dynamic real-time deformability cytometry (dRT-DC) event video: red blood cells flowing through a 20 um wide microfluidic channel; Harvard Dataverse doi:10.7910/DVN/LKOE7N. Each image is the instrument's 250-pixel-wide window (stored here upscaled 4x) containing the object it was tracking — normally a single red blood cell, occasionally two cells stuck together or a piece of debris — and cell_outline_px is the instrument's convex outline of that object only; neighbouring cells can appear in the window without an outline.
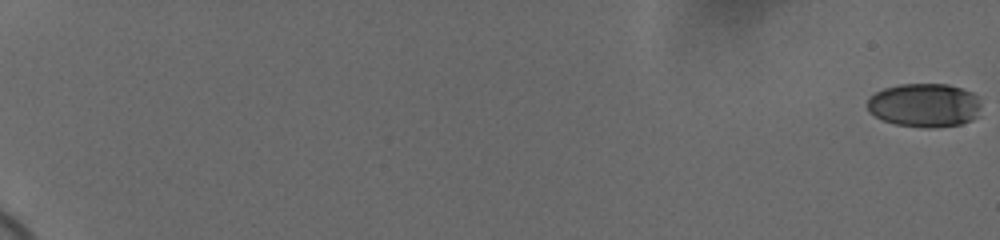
{"species": "human", "species_latin": "Homo sapiens", "temperature_condition": "cold", "stored_images_in_passage": 61, "camera_frame_rate_fps": 3000, "um_per_image_px": 0.085, "donor": {"sex": "female"}, "frame": {"image": 1, "passage_image": 1, "time_ms": 0.0, "image_size_px": [1000, 240], "cell_outline_px": [[980, 104], [976, 116], [972, 120], [960, 124], [932, 128], [924, 128], [896, 124], [884, 120], [868, 112], [868, 100], [876, 92], [884, 88], [900, 84], [948, 84], [972, 92], [976, 96]], "centroid_in_image_um": [78.57, 8.94], "position_along_channel_um": 6.4, "area_um2": 28.84}}
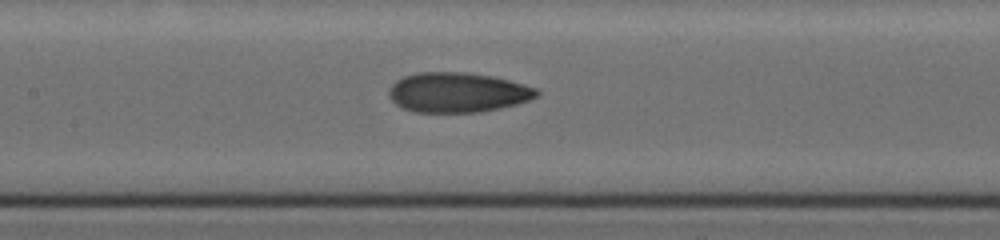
{"frame": {"image": 2, "passage_image": 34, "time_ms": 11.0, "image_size_px": [1000, 240], "cell_outline_px": [[540, 92], [536, 96], [528, 100], [516, 104], [500, 108], [480, 112], [416, 112], [404, 108], [396, 104], [388, 96], [388, 88], [396, 80], [404, 76], [416, 72], [464, 72], [492, 76], [524, 84], [536, 88]], "centroid_in_image_um": [38.87, 7.85], "position_along_channel_um": 168.5, "area_um2": 34.33}}
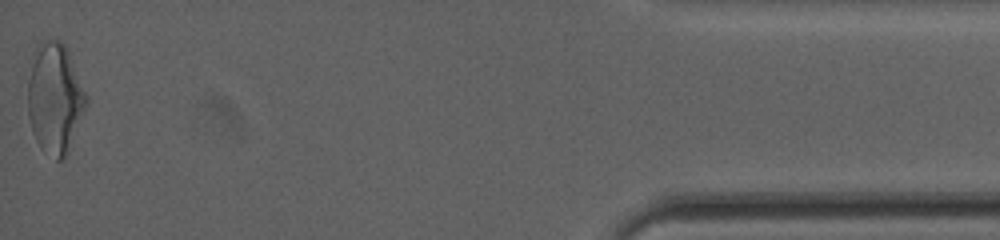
{"frame": {"image": 3, "passage_image": 61, "time_ms": 20.0, "image_size_px": [1000, 240], "cell_outline_px": [[88, 100], [64, 156], [60, 160], [56, 160], [40, 148], [32, 132], [28, 116], [28, 80], [32, 52], [36, 44], [44, 40], [60, 40], [68, 48], [88, 96]], "centroid_in_image_um": [4.63, 8.26], "position_along_channel_um": 430.6, "area_um2": 37.57}, "authors_computed_cell_mechanics": {"area_um2": 32.5992, "velocity_mm_per_s": 3.6771, "shape_relaxation_time_tau1_ms": 6.305, "shape_relaxation_time_tau2_ms": 2.0228, "deformation_change_tau1": 0.1824, "deformation_change_tau2": 0.0878}}